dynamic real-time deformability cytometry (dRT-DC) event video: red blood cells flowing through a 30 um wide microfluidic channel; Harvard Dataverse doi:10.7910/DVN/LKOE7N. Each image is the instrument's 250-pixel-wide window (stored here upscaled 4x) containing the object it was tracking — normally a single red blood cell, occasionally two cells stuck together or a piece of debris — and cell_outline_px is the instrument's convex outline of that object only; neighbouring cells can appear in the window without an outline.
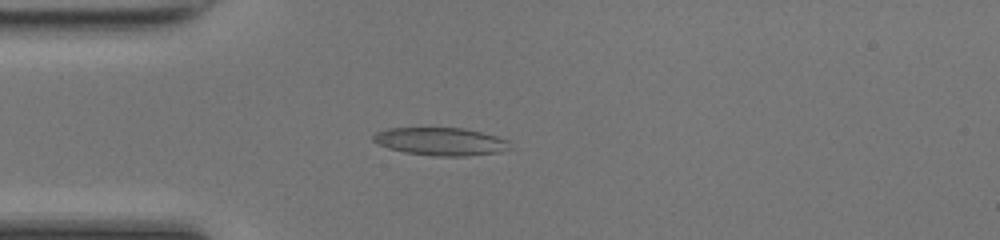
{"species": "common noctule bat (a hibernating species)", "species_latin": "Nyctalus noctula", "temperature_condition": "room temperature", "stored_images_in_passage": 48, "camera_frame_rate_fps": 3000, "um_per_image_px": 0.085, "animal": {"sex": "female", "body_mass_g": 17.0, "forearm_length_mm": 48.0}, "frame": {"image": 1, "passage_image": 13, "time_ms": 4.0, "image_size_px": [1000, 240], "cell_outline_px": [[508, 148], [500, 152], [468, 156], [436, 156], [404, 152], [388, 148], [372, 140], [372, 136], [376, 132], [388, 128], [464, 128], [496, 136], [508, 140]], "centroid_in_image_um": [37.43, 12.03], "position_along_channel_um": 47.6, "area_um2": 22.02}}
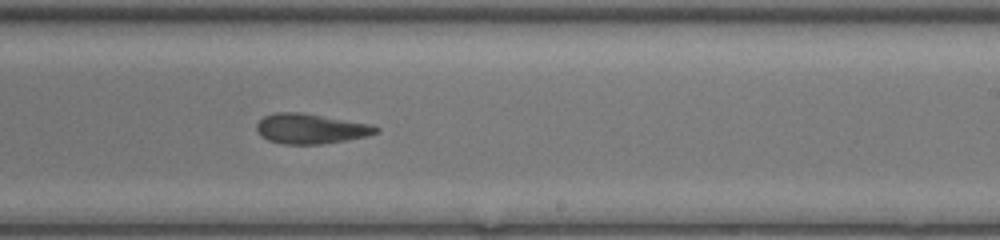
{"frame": {"image": 2, "passage_image": 29, "time_ms": 9.333, "image_size_px": [1000, 240], "cell_outline_px": [[380, 132], [368, 136], [320, 144], [284, 144], [268, 140], [260, 136], [256, 128], [256, 124], [264, 116], [272, 112], [304, 112], [372, 124], [380, 128]], "centroid_in_image_um": [26.42, 10.92], "position_along_channel_um": 262.6, "area_um2": 21.15}}
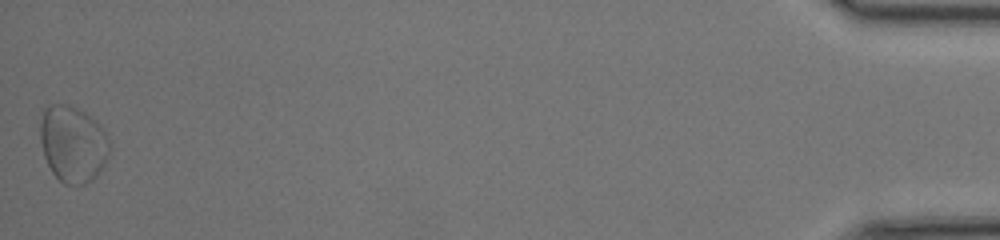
{"frame": {"image": 3, "passage_image": 48, "time_ms": 15.667, "image_size_px": [1000, 240], "cell_outline_px": [[112, 148], [104, 168], [92, 180], [84, 184], [64, 184], [52, 172], [44, 156], [40, 140], [40, 108], [48, 104], [72, 104], [96, 120], [108, 136]], "centroid_in_image_um": [6.2, 12.2], "position_along_channel_um": 429.0, "area_um2": 31.73}, "authors_computed_cell_mechanics": {"area_um2": 21.5016, "velocity_mm_per_s": 4.275, "shape_relaxation_time_tau1_ms": 3.7015, "shape_relaxation_time_tau2_ms": 3.0459, "deformation_change_tau1": 0.141, "deformation_change_tau2": 0.119}}